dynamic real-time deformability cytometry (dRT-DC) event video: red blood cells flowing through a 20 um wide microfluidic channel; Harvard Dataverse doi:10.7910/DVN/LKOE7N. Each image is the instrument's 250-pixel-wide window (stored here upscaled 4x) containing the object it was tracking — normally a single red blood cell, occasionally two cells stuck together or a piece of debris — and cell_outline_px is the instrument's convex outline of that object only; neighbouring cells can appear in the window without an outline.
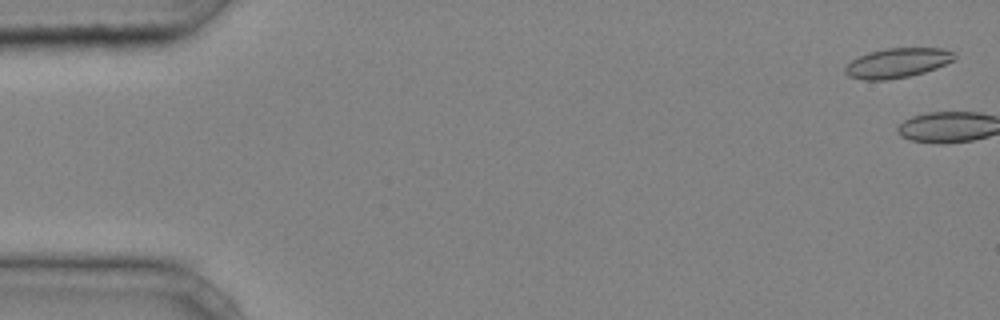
{"species": "common noctule bat (a hibernating species)", "species_latin": "Nyctalus noctula", "temperature_condition": "cold", "stored_images_in_passage": 3, "camera_frame_rate_fps": 3000, "um_per_image_px": 0.085, "animal": {"sex": "male", "body_mass_g": 20.4}, "frame": {"image": 1, "passage_image": 2, "time_ms": 0.333, "image_size_px": [1000, 320], "cell_outline_px": [[956, 60], [936, 68], [924, 72], [908, 76], [884, 80], [864, 80], [848, 76], [844, 72], [844, 68], [852, 60], [868, 52], [884, 48], [940, 48], [956, 52]], "centroid_in_image_um": [76.3, 5.34], "position_along_channel_um": 8.7, "area_um2": 18.96}}